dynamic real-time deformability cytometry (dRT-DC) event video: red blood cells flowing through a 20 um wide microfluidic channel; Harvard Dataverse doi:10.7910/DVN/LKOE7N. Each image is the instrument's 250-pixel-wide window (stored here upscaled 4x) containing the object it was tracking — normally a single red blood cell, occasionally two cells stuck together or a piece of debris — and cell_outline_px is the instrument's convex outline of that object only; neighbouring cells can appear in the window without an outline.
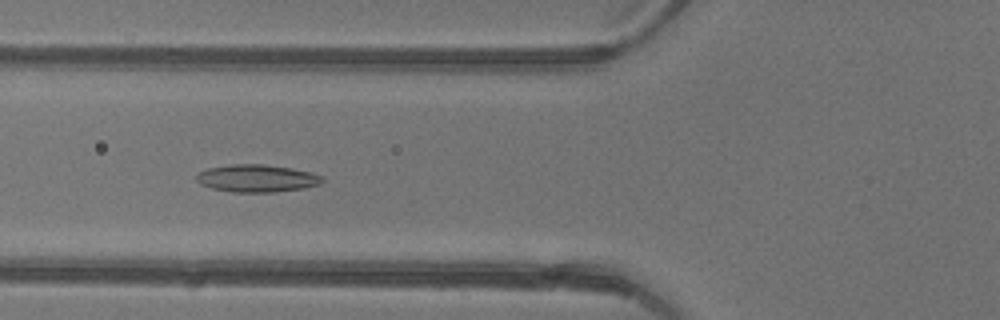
{"species": "common noctule bat (a hibernating species)", "species_latin": "Nyctalus noctula", "temperature_condition": "warm", "stored_images_in_passage": 46, "camera_frame_rate_fps": 3000, "um_per_image_px": 0.085, "animal": {"sex": "female"}, "frame": {"image": 1, "passage_image": 18, "time_ms": 5.667, "image_size_px": [1000, 320], "cell_outline_px": [[324, 180], [320, 184], [304, 188], [272, 192], [232, 192], [212, 188], [200, 184], [196, 180], [196, 176], [200, 172], [208, 168], [228, 164], [264, 164], [292, 168], [312, 172], [320, 176]], "centroid_in_image_um": [21.82, 15.15], "position_along_channel_um": 104.0, "area_um2": 20.17}}
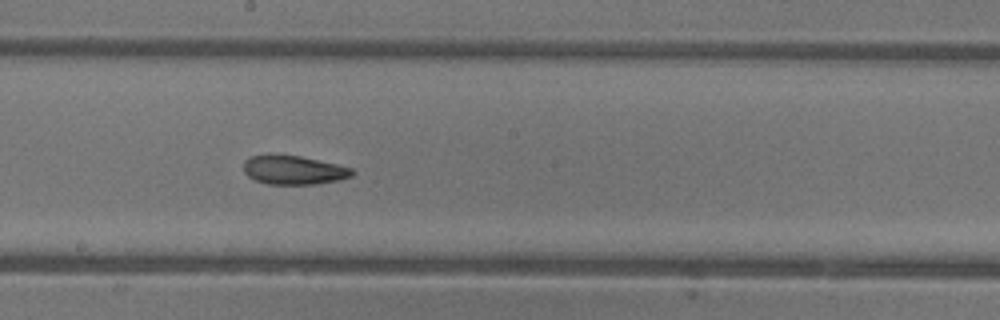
{"frame": {"image": 2, "passage_image": 26, "time_ms": 8.333, "image_size_px": [1000, 320], "cell_outline_px": [[356, 172], [352, 176], [336, 180], [316, 184], [268, 184], [256, 180], [248, 176], [244, 172], [244, 160], [252, 156], [268, 152], [300, 156], [336, 164], [352, 168]], "centroid_in_image_um": [24.92, 14.42], "position_along_channel_um": 223.3, "area_um2": 18.55}}
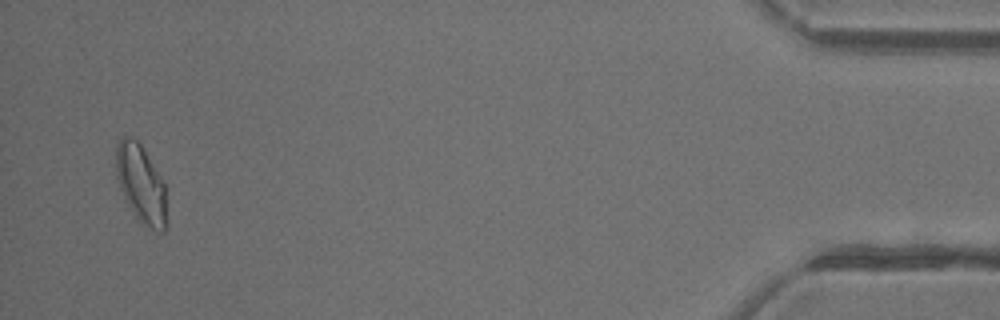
{"frame": {"image": 3, "passage_image": 45, "time_ms": 14.667, "image_size_px": [1000, 320], "cell_outline_px": [[168, 224], [164, 232], [156, 232], [136, 216], [128, 204], [120, 188], [116, 176], [116, 144], [120, 136], [132, 136], [140, 144], [164, 184]], "centroid_in_image_um": [11.98, 15.64], "position_along_channel_um": 423.2, "area_um2": 22.83}, "authors_computed_cell_mechanics": {"area_um2": 19.9988, "velocity_mm_per_s": 4.465, "shape_relaxation_time_tau1_ms": 7.9065, "shape_relaxation_time_tau2_ms": 2.2004, "deformation_change_tau1": 0.2221, "deformation_change_tau2": 0.0896}}